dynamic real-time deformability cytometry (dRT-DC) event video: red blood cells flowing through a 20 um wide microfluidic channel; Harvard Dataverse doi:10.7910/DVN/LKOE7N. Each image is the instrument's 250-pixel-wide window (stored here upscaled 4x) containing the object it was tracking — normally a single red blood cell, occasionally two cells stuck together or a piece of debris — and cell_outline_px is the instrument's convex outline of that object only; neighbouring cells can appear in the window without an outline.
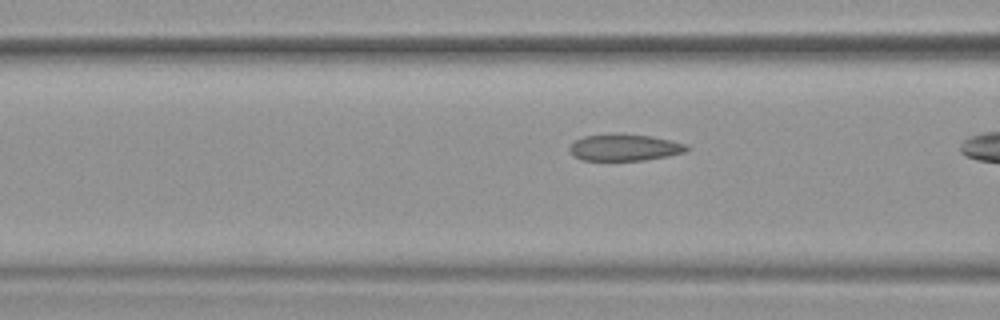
{"species": "common noctule bat (a hibernating species)", "species_latin": "Nyctalus noctula", "temperature_condition": "warm", "stored_images_in_passage": 16, "camera_frame_rate_fps": 3000, "um_per_image_px": 0.085, "animal": {"sex": "female", "body_mass_g": 19.9}, "frame": {"image": 1, "passage_image": 14, "time_ms": 4.333, "image_size_px": [1000, 320], "cell_outline_px": [[688, 148], [684, 152], [668, 156], [644, 160], [584, 160], [572, 156], [568, 148], [576, 140], [584, 136], [652, 136], [688, 144]], "centroid_in_image_um": [53.1, 12.58], "position_along_channel_um": 113.5, "area_um2": 17.46}}